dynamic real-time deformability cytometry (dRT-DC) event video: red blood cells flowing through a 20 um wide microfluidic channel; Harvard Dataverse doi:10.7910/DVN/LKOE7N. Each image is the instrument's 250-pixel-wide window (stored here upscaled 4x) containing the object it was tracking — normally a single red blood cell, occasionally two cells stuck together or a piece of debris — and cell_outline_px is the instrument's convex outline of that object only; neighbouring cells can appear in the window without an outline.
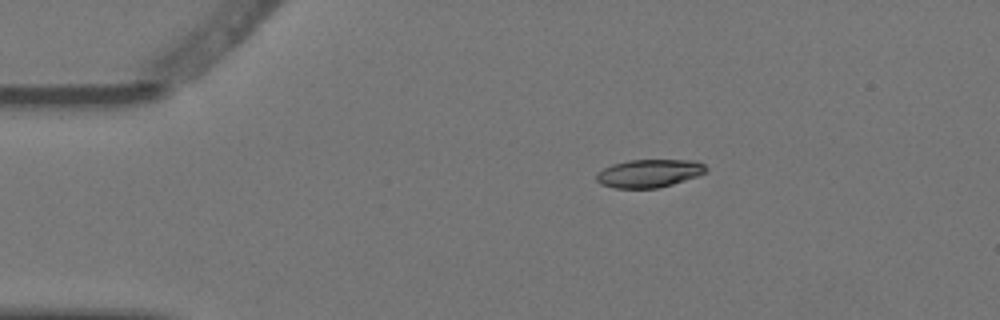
{"species": "Egyptian fruit bat (a non-hibernating species)", "species_latin": "Rousettus aegyptiacus", "temperature_condition": "warm", "stored_images_in_passage": 4, "camera_frame_rate_fps": 3000, "um_per_image_px": 0.085, "animal": {"sex": "female"}, "frame": {"image": 1, "passage_image": 1, "time_ms": 0.0, "image_size_px": [1000, 320], "cell_outline_px": [[708, 172], [672, 184], [656, 188], [612, 188], [600, 184], [596, 180], [596, 172], [612, 164], [628, 160], [696, 160], [704, 164], [708, 168]], "centroid_in_image_um": [55.16, 14.73], "position_along_channel_um": 29.8, "area_um2": 18.03}}
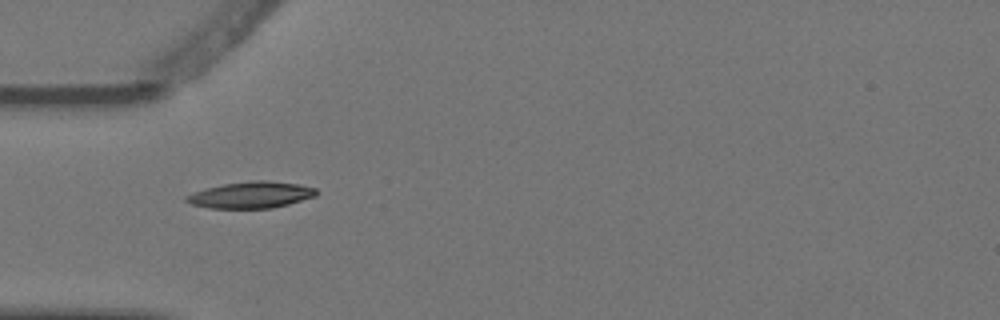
{"frame": {"image": 2, "passage_image": 3, "time_ms": 0.667, "image_size_px": [1000, 320], "cell_outline_px": [[316, 196], [288, 204], [272, 208], [212, 208], [192, 204], [184, 200], [184, 196], [192, 192], [224, 184], [252, 180], [264, 180], [300, 184], [316, 188]], "centroid_in_image_um": [21.34, 16.56], "position_along_channel_um": 63.7, "area_um2": 19.94}}
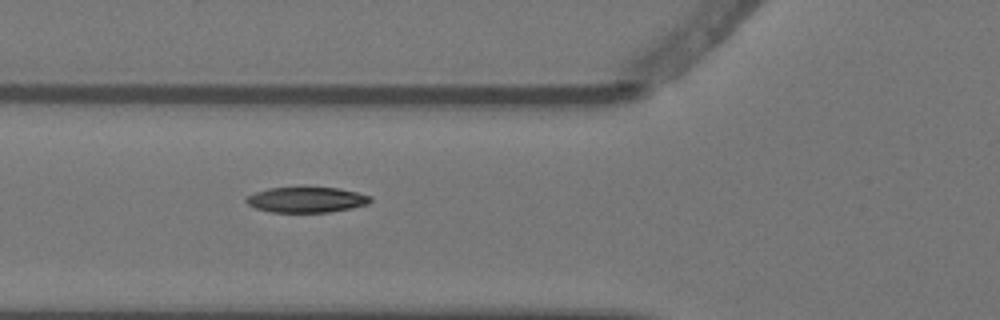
{"frame": {"image": 3, "passage_image": 4, "time_ms": 1.0, "image_size_px": [1000, 320], "cell_outline_px": [[372, 200], [368, 204], [352, 208], [328, 212], [272, 212], [256, 208], [248, 204], [244, 200], [244, 196], [268, 188], [340, 188], [372, 196]], "centroid_in_image_um": [26.04, 16.98], "position_along_channel_um": 99.8, "area_um2": 18.38}}